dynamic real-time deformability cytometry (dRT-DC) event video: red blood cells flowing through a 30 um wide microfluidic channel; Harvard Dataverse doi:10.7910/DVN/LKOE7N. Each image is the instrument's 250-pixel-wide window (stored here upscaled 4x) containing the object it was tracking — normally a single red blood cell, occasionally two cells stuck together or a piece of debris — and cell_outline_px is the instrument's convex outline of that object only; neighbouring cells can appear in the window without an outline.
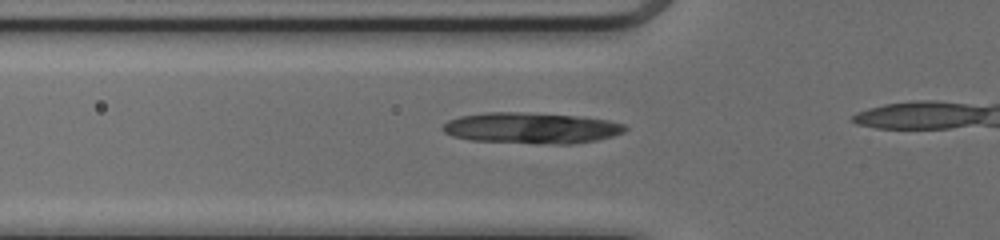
{"species": "common noctule bat (a hibernating species)", "species_latin": "Nyctalus noctula", "temperature_condition": "cold", "stored_images_in_passage": 13, "camera_frame_rate_fps": 3000, "um_per_image_px": 0.085, "animal": {"sex": "female", "body_mass_g": 17.0, "forearm_length_mm": 48.0}, "frame": {"image": 1, "passage_image": 8, "time_ms": 2.333, "image_size_px": [1000, 240], "cell_outline_px": [[628, 128], [624, 132], [612, 136], [596, 140], [572, 144], [536, 144], [472, 140], [452, 136], [444, 132], [440, 128], [448, 120], [460, 116], [484, 112], [520, 112], [580, 116], [608, 120], [624, 124]], "centroid_in_image_um": [45.15, 10.88], "position_along_channel_um": 80.6, "area_um2": 33.18}}
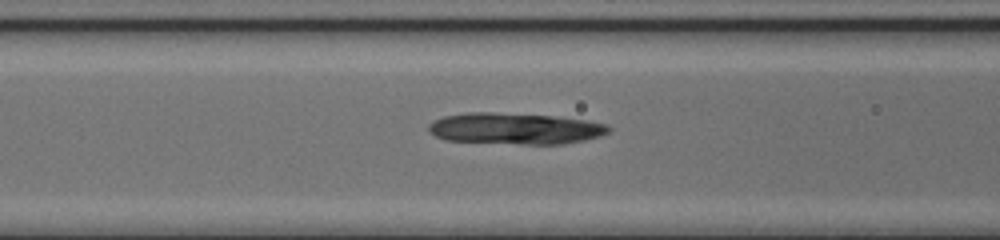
{"frame": {"image": 2, "passage_image": 11, "time_ms": 3.333, "image_size_px": [1000, 240], "cell_outline_px": [[612, 132], [600, 136], [584, 140], [564, 144], [520, 144], [444, 140], [428, 132], [428, 124], [432, 120], [444, 116], [468, 112], [492, 112], [556, 116], [588, 120], [608, 124], [612, 128]], "centroid_in_image_um": [43.81, 10.92], "position_along_channel_um": 122.8, "area_um2": 33.35}}